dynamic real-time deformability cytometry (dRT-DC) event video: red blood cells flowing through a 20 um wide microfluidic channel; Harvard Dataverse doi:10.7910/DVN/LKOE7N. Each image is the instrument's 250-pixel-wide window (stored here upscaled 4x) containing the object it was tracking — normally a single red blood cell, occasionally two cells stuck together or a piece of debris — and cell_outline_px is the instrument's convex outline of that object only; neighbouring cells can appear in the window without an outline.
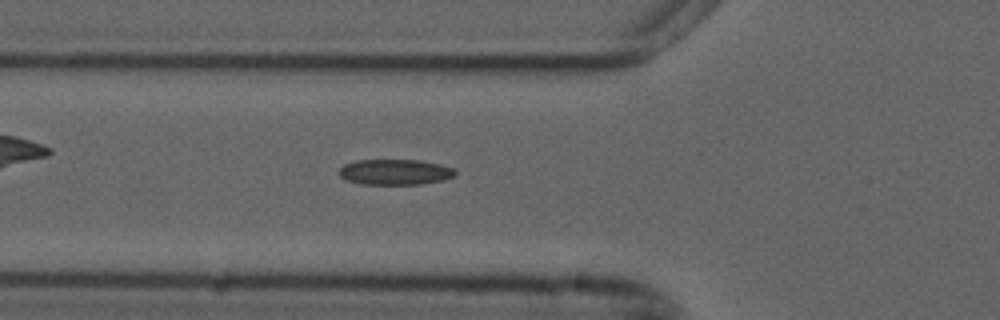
{"species": "common noctule bat (a hibernating species)", "species_latin": "Nyctalus noctula", "temperature_condition": "cold", "stored_images_in_passage": 39, "camera_frame_rate_fps": 3000, "um_per_image_px": 0.085, "animal": {"sex": "male", "forearm_length_mm": 52.5}, "frame": {"image": 1, "passage_image": 3, "time_ms": 0.667, "image_size_px": [1000, 320], "cell_outline_px": [[456, 176], [444, 180], [420, 184], [360, 184], [344, 180], [340, 176], [340, 168], [344, 164], [356, 160], [420, 160], [440, 164], [456, 168]], "centroid_in_image_um": [33.6, 14.62], "position_along_channel_um": 92.2, "area_um2": 17.51}}
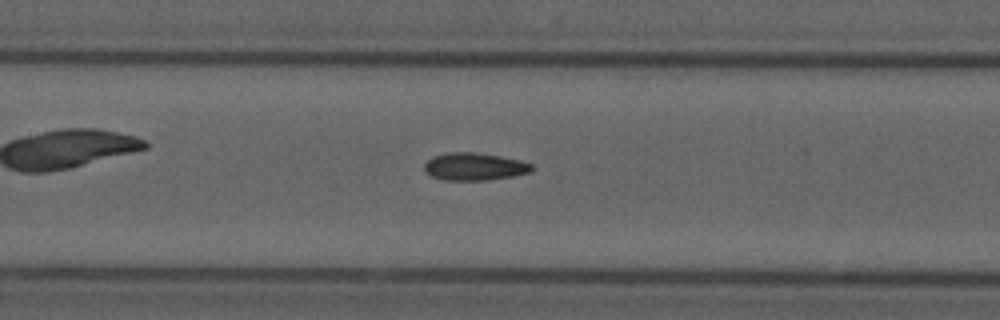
{"frame": {"image": 2, "passage_image": 9, "time_ms": 2.667, "image_size_px": [1000, 320], "cell_outline_px": [[532, 172], [512, 176], [488, 180], [444, 180], [432, 176], [424, 172], [424, 164], [432, 156], [452, 152], [472, 152], [500, 156], [520, 160], [532, 164]], "centroid_in_image_um": [40.31, 14.16], "position_along_channel_um": 167.1, "area_um2": 17.22}}
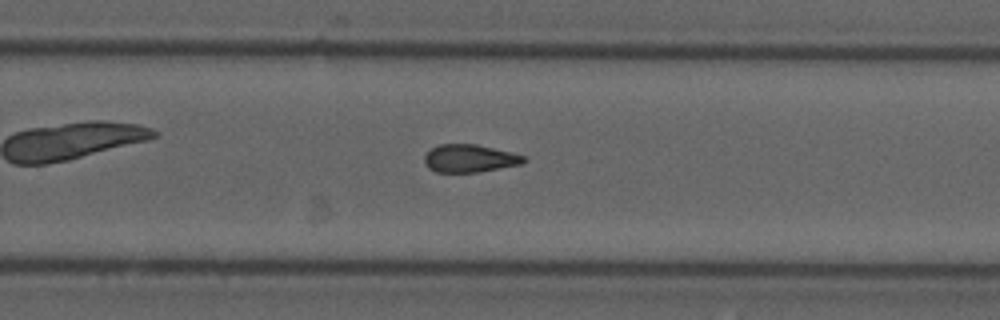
{"frame": {"image": 3, "passage_image": 19, "time_ms": 6.0, "image_size_px": [1000, 320], "cell_outline_px": [[528, 160], [524, 164], [480, 172], [436, 172], [428, 168], [424, 164], [424, 156], [432, 148], [440, 144], [476, 144], [524, 156]], "centroid_in_image_um": [39.92, 13.48], "position_along_channel_um": 289.9, "area_um2": 16.13}, "authors_computed_cell_mechanics": {"area_um2": 16.6464, "velocity_mm_per_s": 3.7059, "shape_relaxation_time_tau1_ms": null, "shape_relaxation_time_tau2_ms": 4.605, "deformation_change_tau1": null, "deformation_change_tau2": 0.1267}}